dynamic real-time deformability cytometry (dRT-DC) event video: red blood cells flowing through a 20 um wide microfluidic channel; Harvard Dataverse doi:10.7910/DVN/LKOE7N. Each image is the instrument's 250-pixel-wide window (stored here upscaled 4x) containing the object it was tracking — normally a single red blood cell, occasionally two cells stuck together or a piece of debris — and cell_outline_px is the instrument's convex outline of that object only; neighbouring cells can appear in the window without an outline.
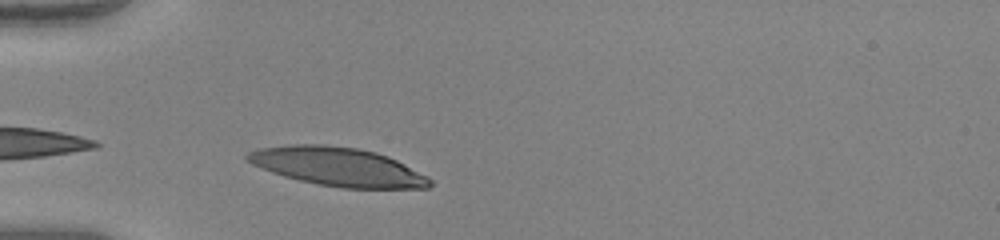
{"species": "human", "species_latin": "Homo sapiens", "temperature_condition": "warm", "stored_images_in_passage": 25, "camera_frame_rate_fps": 3000, "um_per_image_px": 0.085, "donor": {"sex": "female"}, "frame": {"image": 1, "passage_image": 2, "time_ms": 0.333, "image_size_px": [1000, 240], "cell_outline_px": [[432, 184], [428, 188], [344, 188], [320, 184], [300, 180], [284, 176], [272, 172], [252, 164], [244, 160], [244, 156], [248, 152], [260, 148], [288, 144], [324, 144], [356, 148], [376, 152], [388, 156], [428, 176], [432, 180]], "centroid_in_image_um": [28.7, 14.16], "position_along_channel_um": 56.3, "area_um2": 40.98}}
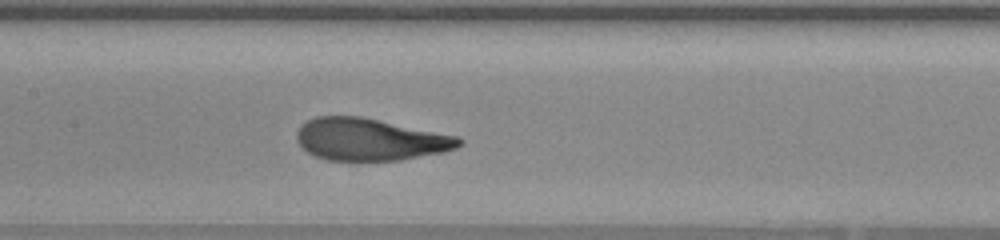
{"frame": {"image": 2, "passage_image": 12, "time_ms": 3.667, "image_size_px": [1000, 240], "cell_outline_px": [[464, 140], [456, 148], [444, 152], [400, 160], [328, 160], [316, 156], [308, 152], [296, 140], [296, 132], [300, 124], [316, 116], [360, 116], [460, 136]], "centroid_in_image_um": [31.46, 11.84], "position_along_channel_um": 175.9, "area_um2": 39.94}}
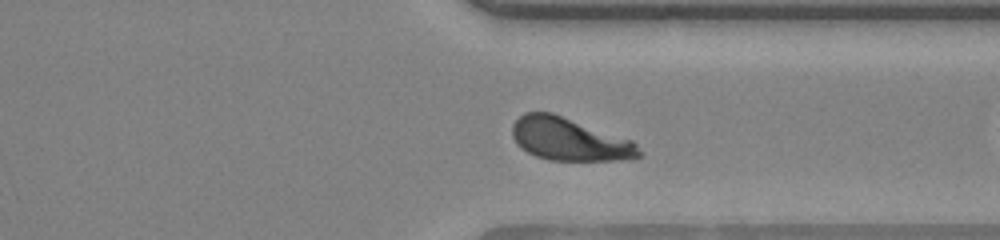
{"frame": {"image": 3, "passage_image": 23, "time_ms": 7.333, "image_size_px": [1000, 240], "cell_outline_px": [[640, 156], [620, 160], [548, 160], [536, 156], [520, 148], [516, 144], [512, 136], [512, 124], [524, 112], [552, 112], [632, 140], [636, 144], [640, 152]], "centroid_in_image_um": [48.35, 11.83], "position_along_channel_um": 363.1, "area_um2": 31.5}}